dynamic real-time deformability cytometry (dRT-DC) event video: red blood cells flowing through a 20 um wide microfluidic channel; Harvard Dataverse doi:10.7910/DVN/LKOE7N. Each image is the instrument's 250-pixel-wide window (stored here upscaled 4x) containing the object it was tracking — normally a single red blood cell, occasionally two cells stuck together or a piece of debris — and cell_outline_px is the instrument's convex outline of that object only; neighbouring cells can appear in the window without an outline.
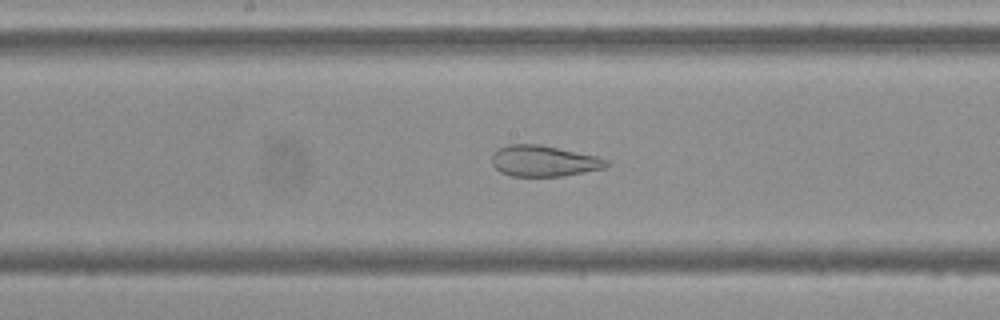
{"species": "Egyptian fruit bat (a non-hibernating species)", "species_latin": "Rousettus aegyptiacus", "temperature_condition": "cold", "stored_images_in_passage": 55, "camera_frame_rate_fps": 3000, "um_per_image_px": 0.085, "frame": {"image": 1, "passage_image": 28, "time_ms": 9.0, "image_size_px": [1000, 320], "cell_outline_px": [[612, 164], [608, 168], [564, 176], [512, 176], [500, 172], [492, 164], [492, 152], [496, 148], [508, 144], [540, 144], [596, 156], [608, 160]], "centroid_in_image_um": [46.24, 13.68], "position_along_channel_um": 202.0, "area_um2": 21.04}}
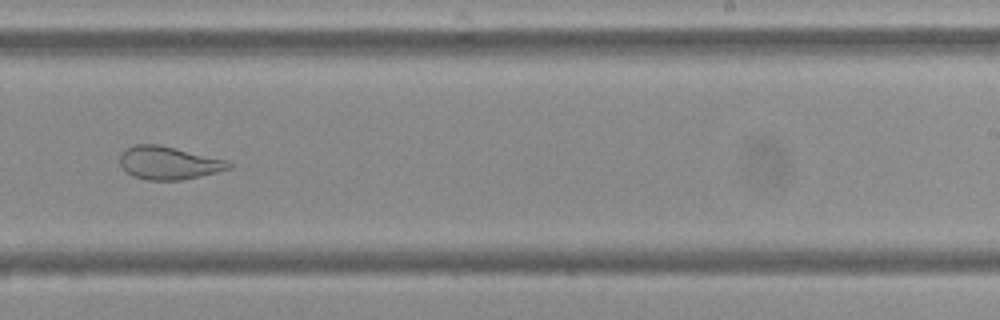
{"frame": {"image": 2, "passage_image": 34, "time_ms": 11.0, "image_size_px": [1000, 320], "cell_outline_px": [[232, 168], [200, 176], [180, 180], [148, 180], [132, 176], [120, 164], [120, 156], [128, 148], [136, 144], [156, 144], [228, 160], [232, 164]], "centroid_in_image_um": [14.36, 13.86], "position_along_channel_um": 274.6, "area_um2": 20.63}}
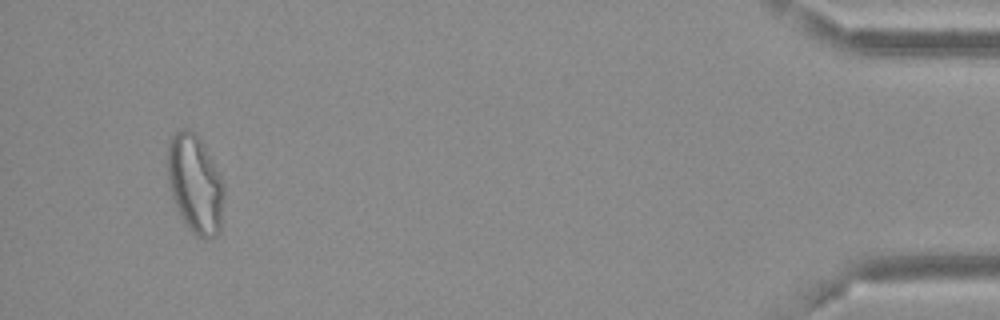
{"frame": {"image": 3, "passage_image": 52, "time_ms": 17.0, "image_size_px": [1000, 320], "cell_outline_px": [[224, 196], [220, 232], [216, 236], [208, 240], [204, 240], [196, 236], [192, 232], [180, 216], [172, 196], [168, 180], [168, 140], [180, 128], [184, 128], [192, 132], [204, 144], [224, 184]], "centroid_in_image_um": [16.6, 15.69], "position_along_channel_um": 418.6, "area_um2": 32.43}, "authors_computed_cell_mechanics": {"area_um2": 28.5532, "velocity_mm_per_s": 3.6453, "shape_relaxation_time_tau1_ms": null, "shape_relaxation_time_tau2_ms": 1.2777, "deformation_change_tau1": null, "deformation_change_tau2": 0.0899}}